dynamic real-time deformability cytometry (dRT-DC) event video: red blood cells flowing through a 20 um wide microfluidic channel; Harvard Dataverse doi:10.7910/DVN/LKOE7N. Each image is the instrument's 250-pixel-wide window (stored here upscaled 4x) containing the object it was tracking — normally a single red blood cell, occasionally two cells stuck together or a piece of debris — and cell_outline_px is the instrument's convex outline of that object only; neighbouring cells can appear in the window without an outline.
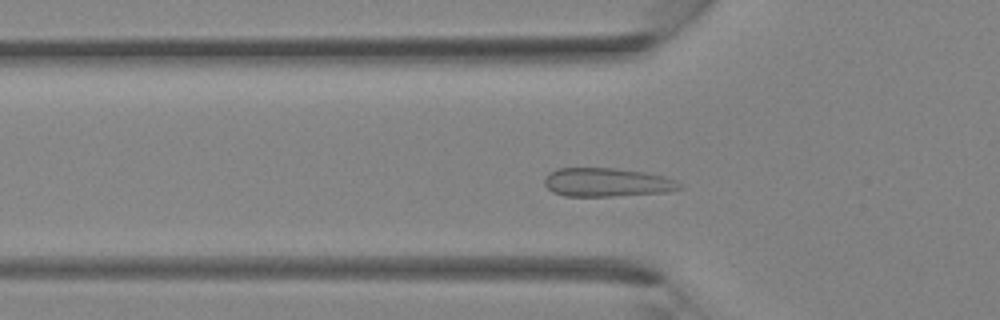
{"species": "Egyptian fruit bat (a non-hibernating species)", "species_latin": "Rousettus aegyptiacus", "temperature_condition": "room temperature", "stored_images_in_passage": 34, "camera_frame_rate_fps": 3000, "um_per_image_px": 0.085, "animal": {"sex": "female"}, "frame": {"image": 1, "passage_image": 9, "time_ms": 2.667, "image_size_px": [1000, 320], "cell_outline_px": [[684, 188], [672, 192], [612, 196], [564, 196], [552, 192], [544, 184], [544, 176], [548, 172], [556, 168], [616, 168], [644, 172], [664, 176], [676, 180]], "centroid_in_image_um": [51.59, 15.5], "position_along_channel_um": 74.2, "area_um2": 22.95}}
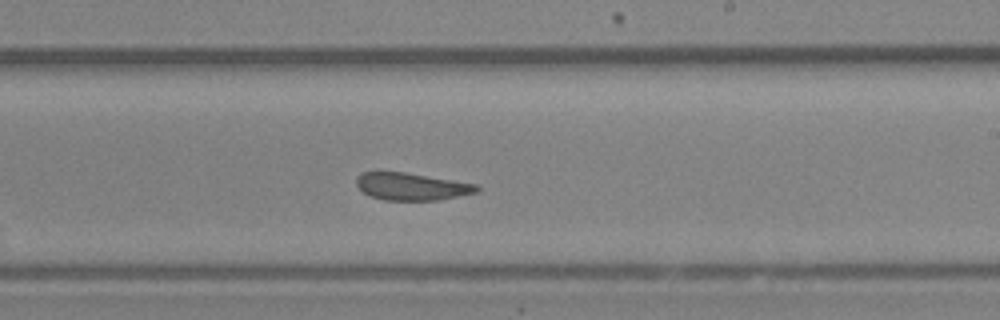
{"frame": {"image": 2, "passage_image": 19, "time_ms": 6.0, "image_size_px": [1000, 320], "cell_outline_px": [[480, 188], [476, 192], [440, 200], [384, 200], [372, 196], [364, 192], [356, 184], [356, 176], [360, 172], [376, 168], [404, 172], [480, 184]], "centroid_in_image_um": [34.92, 15.8], "position_along_channel_um": 254.1, "area_um2": 19.83}}
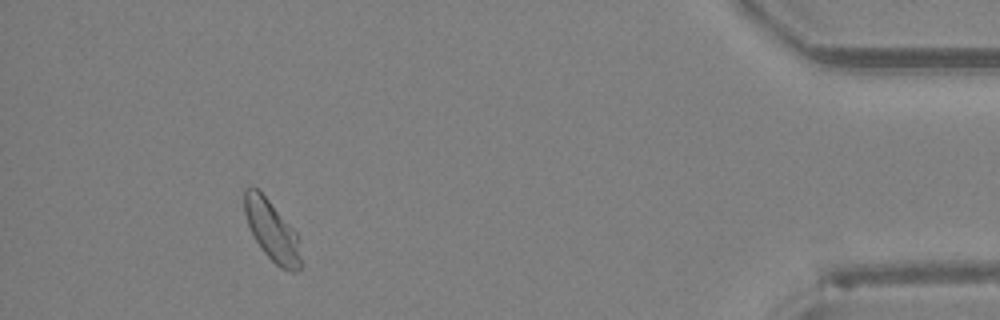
{"frame": {"image": 3, "passage_image": 31, "time_ms": 10.0, "image_size_px": [1000, 320], "cell_outline_px": [[304, 264], [296, 272], [288, 272], [280, 268], [264, 252], [256, 240], [248, 224], [244, 212], [244, 188], [252, 184], [268, 200], [296, 232]], "centroid_in_image_um": [23.14, 19.64], "position_along_channel_um": 412.1, "area_um2": 19.83}}